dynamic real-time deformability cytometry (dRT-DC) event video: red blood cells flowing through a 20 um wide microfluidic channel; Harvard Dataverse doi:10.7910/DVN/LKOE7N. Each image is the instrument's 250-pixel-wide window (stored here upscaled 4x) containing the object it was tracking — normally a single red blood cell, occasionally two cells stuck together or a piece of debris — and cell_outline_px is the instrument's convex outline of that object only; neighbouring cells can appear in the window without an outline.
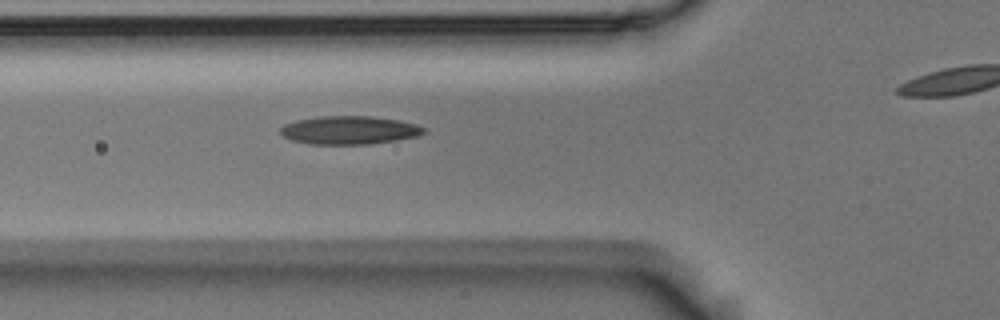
{"species": "Egyptian fruit bat (a non-hibernating species)", "species_latin": "Rousettus aegyptiacus", "temperature_condition": "room temperature", "stored_images_in_passage": 6, "segment_of_instrument_passage": [1, 2], "camera_frame_rate_fps": 3000, "um_per_image_px": 0.085, "animal": {"sex": "male"}, "frame": {"image": 1, "passage_image": 5, "time_ms": 1.333, "image_size_px": [1000, 320], "cell_outline_px": [[428, 132], [416, 136], [396, 140], [372, 144], [312, 144], [292, 140], [284, 136], [280, 132], [280, 128], [284, 124], [296, 120], [320, 116], [372, 116], [396, 120], [416, 124], [428, 128]], "centroid_in_image_um": [29.72, 11.06], "position_along_channel_um": 96.1, "area_um2": 23.7}}